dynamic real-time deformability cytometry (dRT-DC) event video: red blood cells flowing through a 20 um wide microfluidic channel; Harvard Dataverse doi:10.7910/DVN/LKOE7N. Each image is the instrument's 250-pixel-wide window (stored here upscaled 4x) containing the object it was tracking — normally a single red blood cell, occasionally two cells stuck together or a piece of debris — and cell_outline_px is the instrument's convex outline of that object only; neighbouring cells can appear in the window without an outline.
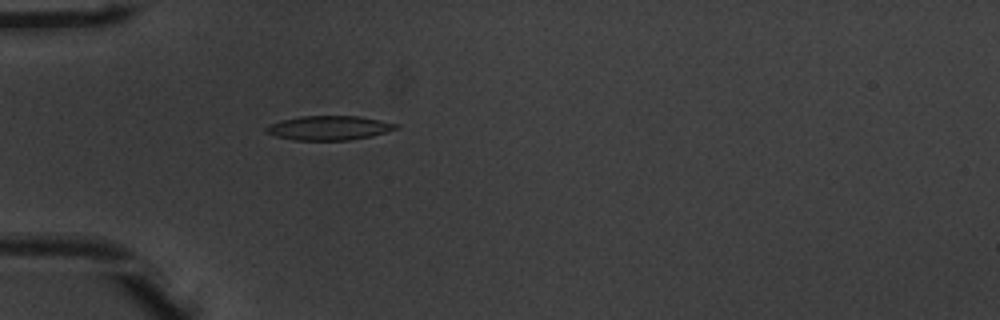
{"species": "common noctule bat (a hibernating species)", "species_latin": "Nyctalus noctula", "temperature_condition": "warm", "stored_images_in_passage": 53, "camera_frame_rate_fps": 3000, "um_per_image_px": 0.085, "animal": {"sex": "male", "body_mass_g": 20.1, "forearm_length_mm": 53.5}, "frame": {"image": 1, "passage_image": 17, "time_ms": 5.333, "image_size_px": [1000, 320], "cell_outline_px": [[400, 128], [368, 136], [348, 140], [296, 140], [276, 136], [268, 132], [264, 128], [268, 124], [300, 116], [360, 116], [400, 124]], "centroid_in_image_um": [27.99, 10.86], "position_along_channel_um": 57.0, "area_um2": 18.15}}
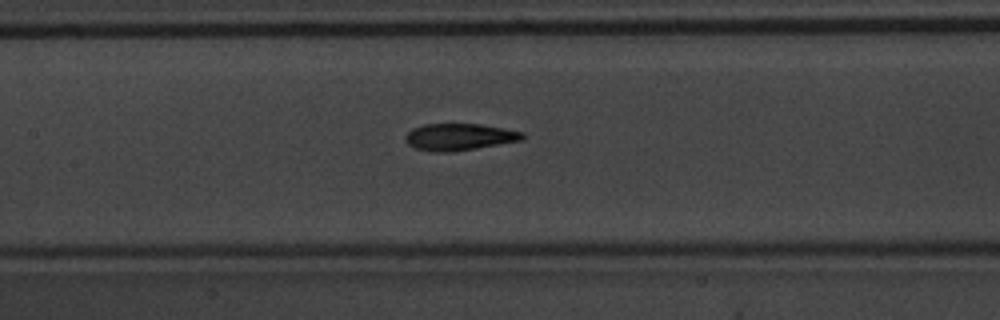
{"frame": {"image": 2, "passage_image": 26, "time_ms": 8.333, "image_size_px": [1000, 320], "cell_outline_px": [[524, 140], [476, 148], [448, 152], [432, 152], [416, 148], [408, 144], [404, 140], [404, 136], [412, 128], [424, 124], [480, 124], [504, 128], [524, 132]], "centroid_in_image_um": [39.03, 11.63], "position_along_channel_um": 168.4, "area_um2": 18.38}}
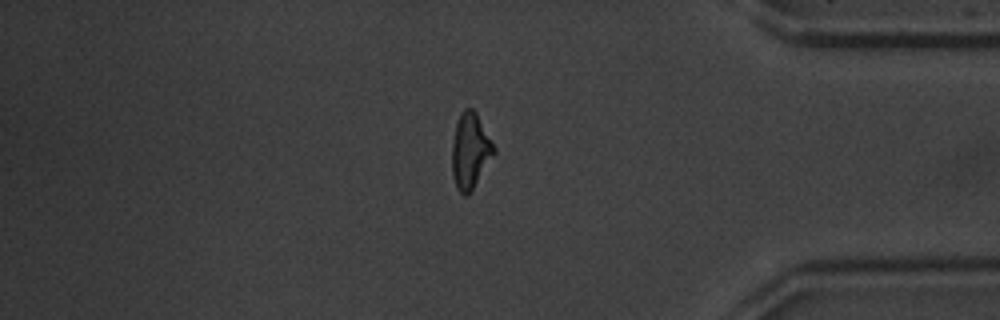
{"frame": {"image": 3, "passage_image": 45, "time_ms": 14.667, "image_size_px": [1000, 320], "cell_outline_px": [[496, 152], [468, 196], [464, 196], [456, 188], [452, 176], [452, 144], [456, 124], [460, 112], [464, 108], [472, 108], [476, 112], [496, 148]], "centroid_in_image_um": [39.97, 12.83], "position_along_channel_um": 395.2, "area_um2": 18.55}, "authors_computed_cell_mechanics": {"area_um2": 18.0336, "velocity_mm_per_s": 3.9421, "shape_relaxation_time_tau1_ms": 4.4246, "shape_relaxation_time_tau2_ms": 2.0897, "deformation_change_tau1": 0.1749, "deformation_change_tau2": 0.099}}